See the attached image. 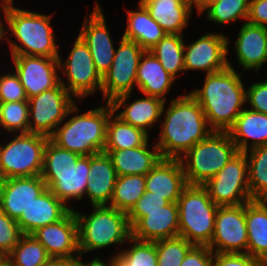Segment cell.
Returning a JSON list of instances; mask_svg holds the SVG:
<instances>
[{
	"label": "cell",
	"instance_id": "37",
	"mask_svg": "<svg viewBox=\"0 0 267 266\" xmlns=\"http://www.w3.org/2000/svg\"><path fill=\"white\" fill-rule=\"evenodd\" d=\"M133 246L122 249L112 256L114 266H157V249L155 242L128 240Z\"/></svg>",
	"mask_w": 267,
	"mask_h": 266
},
{
	"label": "cell",
	"instance_id": "11",
	"mask_svg": "<svg viewBox=\"0 0 267 266\" xmlns=\"http://www.w3.org/2000/svg\"><path fill=\"white\" fill-rule=\"evenodd\" d=\"M203 186L218 206H238L251 201L245 153L239 152Z\"/></svg>",
	"mask_w": 267,
	"mask_h": 266
},
{
	"label": "cell",
	"instance_id": "32",
	"mask_svg": "<svg viewBox=\"0 0 267 266\" xmlns=\"http://www.w3.org/2000/svg\"><path fill=\"white\" fill-rule=\"evenodd\" d=\"M148 140L149 135L146 132L122 121L116 113L110 114L104 150L136 148L144 145Z\"/></svg>",
	"mask_w": 267,
	"mask_h": 266
},
{
	"label": "cell",
	"instance_id": "50",
	"mask_svg": "<svg viewBox=\"0 0 267 266\" xmlns=\"http://www.w3.org/2000/svg\"><path fill=\"white\" fill-rule=\"evenodd\" d=\"M218 0H189V5L191 8V11L193 10V7L197 9L198 14H203V12L209 8L212 4L217 2Z\"/></svg>",
	"mask_w": 267,
	"mask_h": 266
},
{
	"label": "cell",
	"instance_id": "19",
	"mask_svg": "<svg viewBox=\"0 0 267 266\" xmlns=\"http://www.w3.org/2000/svg\"><path fill=\"white\" fill-rule=\"evenodd\" d=\"M89 171L90 155L81 156L70 170L42 171L41 177L47 188L68 207L70 200L80 201L85 197Z\"/></svg>",
	"mask_w": 267,
	"mask_h": 266
},
{
	"label": "cell",
	"instance_id": "45",
	"mask_svg": "<svg viewBox=\"0 0 267 266\" xmlns=\"http://www.w3.org/2000/svg\"><path fill=\"white\" fill-rule=\"evenodd\" d=\"M246 89V104L253 111L267 114V80L253 82Z\"/></svg>",
	"mask_w": 267,
	"mask_h": 266
},
{
	"label": "cell",
	"instance_id": "2",
	"mask_svg": "<svg viewBox=\"0 0 267 266\" xmlns=\"http://www.w3.org/2000/svg\"><path fill=\"white\" fill-rule=\"evenodd\" d=\"M228 59V67L205 74L203 87L189 92L200 104L213 131H228L246 107V89L242 73Z\"/></svg>",
	"mask_w": 267,
	"mask_h": 266
},
{
	"label": "cell",
	"instance_id": "4",
	"mask_svg": "<svg viewBox=\"0 0 267 266\" xmlns=\"http://www.w3.org/2000/svg\"><path fill=\"white\" fill-rule=\"evenodd\" d=\"M78 104L69 110L71 115L60 124L49 139L57 146L89 156L103 152L106 145L107 123L113 112L110 102L79 114ZM73 114V115H72Z\"/></svg>",
	"mask_w": 267,
	"mask_h": 266
},
{
	"label": "cell",
	"instance_id": "27",
	"mask_svg": "<svg viewBox=\"0 0 267 266\" xmlns=\"http://www.w3.org/2000/svg\"><path fill=\"white\" fill-rule=\"evenodd\" d=\"M148 143L149 140L140 147L103 150V152L111 158L117 176L133 174L146 176L162 158L156 144L151 149Z\"/></svg>",
	"mask_w": 267,
	"mask_h": 266
},
{
	"label": "cell",
	"instance_id": "47",
	"mask_svg": "<svg viewBox=\"0 0 267 266\" xmlns=\"http://www.w3.org/2000/svg\"><path fill=\"white\" fill-rule=\"evenodd\" d=\"M214 253L208 246L194 245L186 254L180 266H213Z\"/></svg>",
	"mask_w": 267,
	"mask_h": 266
},
{
	"label": "cell",
	"instance_id": "35",
	"mask_svg": "<svg viewBox=\"0 0 267 266\" xmlns=\"http://www.w3.org/2000/svg\"><path fill=\"white\" fill-rule=\"evenodd\" d=\"M145 175L118 176L109 206L128 213L145 193Z\"/></svg>",
	"mask_w": 267,
	"mask_h": 266
},
{
	"label": "cell",
	"instance_id": "13",
	"mask_svg": "<svg viewBox=\"0 0 267 266\" xmlns=\"http://www.w3.org/2000/svg\"><path fill=\"white\" fill-rule=\"evenodd\" d=\"M248 232L245 204L219 206L212 240L208 247L213 253H247Z\"/></svg>",
	"mask_w": 267,
	"mask_h": 266
},
{
	"label": "cell",
	"instance_id": "44",
	"mask_svg": "<svg viewBox=\"0 0 267 266\" xmlns=\"http://www.w3.org/2000/svg\"><path fill=\"white\" fill-rule=\"evenodd\" d=\"M170 202L161 196L153 195V192L145 191L143 196L135 203L133 208L127 213L128 221L132 226L138 219L144 217V211L161 210Z\"/></svg>",
	"mask_w": 267,
	"mask_h": 266
},
{
	"label": "cell",
	"instance_id": "43",
	"mask_svg": "<svg viewBox=\"0 0 267 266\" xmlns=\"http://www.w3.org/2000/svg\"><path fill=\"white\" fill-rule=\"evenodd\" d=\"M28 101L19 76L13 71L0 75V103Z\"/></svg>",
	"mask_w": 267,
	"mask_h": 266
},
{
	"label": "cell",
	"instance_id": "9",
	"mask_svg": "<svg viewBox=\"0 0 267 266\" xmlns=\"http://www.w3.org/2000/svg\"><path fill=\"white\" fill-rule=\"evenodd\" d=\"M66 61L58 57L59 70L66 80L60 77V83L78 100H82L102 88V77L96 71L94 61L87 44L78 35L72 45ZM66 81V82H65Z\"/></svg>",
	"mask_w": 267,
	"mask_h": 266
},
{
	"label": "cell",
	"instance_id": "7",
	"mask_svg": "<svg viewBox=\"0 0 267 266\" xmlns=\"http://www.w3.org/2000/svg\"><path fill=\"white\" fill-rule=\"evenodd\" d=\"M179 236L197 246H208L214 232L218 210L207 189L201 185H187L177 200Z\"/></svg>",
	"mask_w": 267,
	"mask_h": 266
},
{
	"label": "cell",
	"instance_id": "17",
	"mask_svg": "<svg viewBox=\"0 0 267 266\" xmlns=\"http://www.w3.org/2000/svg\"><path fill=\"white\" fill-rule=\"evenodd\" d=\"M32 235L45 247L51 258L81 256L74 209H71L61 220L38 228Z\"/></svg>",
	"mask_w": 267,
	"mask_h": 266
},
{
	"label": "cell",
	"instance_id": "5",
	"mask_svg": "<svg viewBox=\"0 0 267 266\" xmlns=\"http://www.w3.org/2000/svg\"><path fill=\"white\" fill-rule=\"evenodd\" d=\"M85 215L74 209L78 225L79 251L84 253L128 242L131 226L127 213L110 206H93Z\"/></svg>",
	"mask_w": 267,
	"mask_h": 266
},
{
	"label": "cell",
	"instance_id": "8",
	"mask_svg": "<svg viewBox=\"0 0 267 266\" xmlns=\"http://www.w3.org/2000/svg\"><path fill=\"white\" fill-rule=\"evenodd\" d=\"M0 144V180L41 175L44 149L49 137L34 133H14Z\"/></svg>",
	"mask_w": 267,
	"mask_h": 266
},
{
	"label": "cell",
	"instance_id": "21",
	"mask_svg": "<svg viewBox=\"0 0 267 266\" xmlns=\"http://www.w3.org/2000/svg\"><path fill=\"white\" fill-rule=\"evenodd\" d=\"M130 96L131 93H128L114 98L110 102L113 112L118 113L120 108H124L116 116L149 135L148 129L150 131L155 126L154 124L161 120L163 105L166 102L157 97L145 95L144 98L129 101L127 105Z\"/></svg>",
	"mask_w": 267,
	"mask_h": 266
},
{
	"label": "cell",
	"instance_id": "3",
	"mask_svg": "<svg viewBox=\"0 0 267 266\" xmlns=\"http://www.w3.org/2000/svg\"><path fill=\"white\" fill-rule=\"evenodd\" d=\"M1 10L8 27L5 32L10 55L59 57V45L54 39L55 34L51 26V14L20 9L13 3L4 4ZM8 32L10 37L14 35L17 41L9 39Z\"/></svg>",
	"mask_w": 267,
	"mask_h": 266
},
{
	"label": "cell",
	"instance_id": "1",
	"mask_svg": "<svg viewBox=\"0 0 267 266\" xmlns=\"http://www.w3.org/2000/svg\"><path fill=\"white\" fill-rule=\"evenodd\" d=\"M169 103L167 108L165 103L163 105L156 146L162 158L179 159L213 130L200 104L190 93L180 94Z\"/></svg>",
	"mask_w": 267,
	"mask_h": 266
},
{
	"label": "cell",
	"instance_id": "22",
	"mask_svg": "<svg viewBox=\"0 0 267 266\" xmlns=\"http://www.w3.org/2000/svg\"><path fill=\"white\" fill-rule=\"evenodd\" d=\"M187 185L179 159L161 158L146 175V191L153 192V195L161 196L170 203L177 202Z\"/></svg>",
	"mask_w": 267,
	"mask_h": 266
},
{
	"label": "cell",
	"instance_id": "15",
	"mask_svg": "<svg viewBox=\"0 0 267 266\" xmlns=\"http://www.w3.org/2000/svg\"><path fill=\"white\" fill-rule=\"evenodd\" d=\"M13 68L29 98L60 84L58 58L11 55Z\"/></svg>",
	"mask_w": 267,
	"mask_h": 266
},
{
	"label": "cell",
	"instance_id": "16",
	"mask_svg": "<svg viewBox=\"0 0 267 266\" xmlns=\"http://www.w3.org/2000/svg\"><path fill=\"white\" fill-rule=\"evenodd\" d=\"M102 10L98 1H95L93 11L89 18H85L79 32V36L90 50L95 69L101 77L110 69L116 51Z\"/></svg>",
	"mask_w": 267,
	"mask_h": 266
},
{
	"label": "cell",
	"instance_id": "54",
	"mask_svg": "<svg viewBox=\"0 0 267 266\" xmlns=\"http://www.w3.org/2000/svg\"><path fill=\"white\" fill-rule=\"evenodd\" d=\"M14 3V0H0V7H2L4 4H12Z\"/></svg>",
	"mask_w": 267,
	"mask_h": 266
},
{
	"label": "cell",
	"instance_id": "18",
	"mask_svg": "<svg viewBox=\"0 0 267 266\" xmlns=\"http://www.w3.org/2000/svg\"><path fill=\"white\" fill-rule=\"evenodd\" d=\"M47 189L41 175L0 180V209L18 220L27 207Z\"/></svg>",
	"mask_w": 267,
	"mask_h": 266
},
{
	"label": "cell",
	"instance_id": "49",
	"mask_svg": "<svg viewBox=\"0 0 267 266\" xmlns=\"http://www.w3.org/2000/svg\"><path fill=\"white\" fill-rule=\"evenodd\" d=\"M43 266H78V258H51Z\"/></svg>",
	"mask_w": 267,
	"mask_h": 266
},
{
	"label": "cell",
	"instance_id": "10",
	"mask_svg": "<svg viewBox=\"0 0 267 266\" xmlns=\"http://www.w3.org/2000/svg\"><path fill=\"white\" fill-rule=\"evenodd\" d=\"M75 100L61 83L29 98V132L50 137L69 118L68 112L77 103Z\"/></svg>",
	"mask_w": 267,
	"mask_h": 266
},
{
	"label": "cell",
	"instance_id": "51",
	"mask_svg": "<svg viewBox=\"0 0 267 266\" xmlns=\"http://www.w3.org/2000/svg\"><path fill=\"white\" fill-rule=\"evenodd\" d=\"M109 259H110L109 261L103 262V260L101 258L96 257V258H93L90 262H83L82 256H79L78 257V266H114L112 258H109Z\"/></svg>",
	"mask_w": 267,
	"mask_h": 266
},
{
	"label": "cell",
	"instance_id": "48",
	"mask_svg": "<svg viewBox=\"0 0 267 266\" xmlns=\"http://www.w3.org/2000/svg\"><path fill=\"white\" fill-rule=\"evenodd\" d=\"M247 22L267 27V0H250Z\"/></svg>",
	"mask_w": 267,
	"mask_h": 266
},
{
	"label": "cell",
	"instance_id": "23",
	"mask_svg": "<svg viewBox=\"0 0 267 266\" xmlns=\"http://www.w3.org/2000/svg\"><path fill=\"white\" fill-rule=\"evenodd\" d=\"M235 40V54L244 71L260 70L267 63V27L244 22Z\"/></svg>",
	"mask_w": 267,
	"mask_h": 266
},
{
	"label": "cell",
	"instance_id": "42",
	"mask_svg": "<svg viewBox=\"0 0 267 266\" xmlns=\"http://www.w3.org/2000/svg\"><path fill=\"white\" fill-rule=\"evenodd\" d=\"M22 235L17 221L0 209V255H8Z\"/></svg>",
	"mask_w": 267,
	"mask_h": 266
},
{
	"label": "cell",
	"instance_id": "12",
	"mask_svg": "<svg viewBox=\"0 0 267 266\" xmlns=\"http://www.w3.org/2000/svg\"><path fill=\"white\" fill-rule=\"evenodd\" d=\"M110 69L102 77L104 102L133 92L136 86L137 68L143 53L146 51L136 42L121 38Z\"/></svg>",
	"mask_w": 267,
	"mask_h": 266
},
{
	"label": "cell",
	"instance_id": "41",
	"mask_svg": "<svg viewBox=\"0 0 267 266\" xmlns=\"http://www.w3.org/2000/svg\"><path fill=\"white\" fill-rule=\"evenodd\" d=\"M81 155L63 149L48 139L43 158L42 171H66L70 170Z\"/></svg>",
	"mask_w": 267,
	"mask_h": 266
},
{
	"label": "cell",
	"instance_id": "53",
	"mask_svg": "<svg viewBox=\"0 0 267 266\" xmlns=\"http://www.w3.org/2000/svg\"><path fill=\"white\" fill-rule=\"evenodd\" d=\"M0 266H10V261L7 255H0Z\"/></svg>",
	"mask_w": 267,
	"mask_h": 266
},
{
	"label": "cell",
	"instance_id": "14",
	"mask_svg": "<svg viewBox=\"0 0 267 266\" xmlns=\"http://www.w3.org/2000/svg\"><path fill=\"white\" fill-rule=\"evenodd\" d=\"M230 40L221 33H205L194 43L184 44V69L204 71L206 75L228 67Z\"/></svg>",
	"mask_w": 267,
	"mask_h": 266
},
{
	"label": "cell",
	"instance_id": "40",
	"mask_svg": "<svg viewBox=\"0 0 267 266\" xmlns=\"http://www.w3.org/2000/svg\"><path fill=\"white\" fill-rule=\"evenodd\" d=\"M157 266H180L188 251L194 246L183 237L155 241Z\"/></svg>",
	"mask_w": 267,
	"mask_h": 266
},
{
	"label": "cell",
	"instance_id": "39",
	"mask_svg": "<svg viewBox=\"0 0 267 266\" xmlns=\"http://www.w3.org/2000/svg\"><path fill=\"white\" fill-rule=\"evenodd\" d=\"M9 133L29 132L28 101L0 103V129Z\"/></svg>",
	"mask_w": 267,
	"mask_h": 266
},
{
	"label": "cell",
	"instance_id": "52",
	"mask_svg": "<svg viewBox=\"0 0 267 266\" xmlns=\"http://www.w3.org/2000/svg\"><path fill=\"white\" fill-rule=\"evenodd\" d=\"M0 11H1V8H0ZM1 15V14H0ZM1 18V16H0ZM2 20L0 19V42L1 41H5L4 39H6V32H5V27H4V24L3 22H1Z\"/></svg>",
	"mask_w": 267,
	"mask_h": 266
},
{
	"label": "cell",
	"instance_id": "6",
	"mask_svg": "<svg viewBox=\"0 0 267 266\" xmlns=\"http://www.w3.org/2000/svg\"><path fill=\"white\" fill-rule=\"evenodd\" d=\"M239 153L227 131H213L179 158L188 185L206 184Z\"/></svg>",
	"mask_w": 267,
	"mask_h": 266
},
{
	"label": "cell",
	"instance_id": "20",
	"mask_svg": "<svg viewBox=\"0 0 267 266\" xmlns=\"http://www.w3.org/2000/svg\"><path fill=\"white\" fill-rule=\"evenodd\" d=\"M179 236V209L177 202L161 210L144 211V217L131 226V237L140 241L155 242Z\"/></svg>",
	"mask_w": 267,
	"mask_h": 266
},
{
	"label": "cell",
	"instance_id": "46",
	"mask_svg": "<svg viewBox=\"0 0 267 266\" xmlns=\"http://www.w3.org/2000/svg\"><path fill=\"white\" fill-rule=\"evenodd\" d=\"M213 266H265L247 253H214Z\"/></svg>",
	"mask_w": 267,
	"mask_h": 266
},
{
	"label": "cell",
	"instance_id": "25",
	"mask_svg": "<svg viewBox=\"0 0 267 266\" xmlns=\"http://www.w3.org/2000/svg\"><path fill=\"white\" fill-rule=\"evenodd\" d=\"M90 180L86 196L92 206H109L117 180V173L105 152L90 155Z\"/></svg>",
	"mask_w": 267,
	"mask_h": 266
},
{
	"label": "cell",
	"instance_id": "30",
	"mask_svg": "<svg viewBox=\"0 0 267 266\" xmlns=\"http://www.w3.org/2000/svg\"><path fill=\"white\" fill-rule=\"evenodd\" d=\"M248 232L247 254L267 266V202L251 200L245 203Z\"/></svg>",
	"mask_w": 267,
	"mask_h": 266
},
{
	"label": "cell",
	"instance_id": "28",
	"mask_svg": "<svg viewBox=\"0 0 267 266\" xmlns=\"http://www.w3.org/2000/svg\"><path fill=\"white\" fill-rule=\"evenodd\" d=\"M175 80L150 51L143 53L137 68V90L143 95L157 97L166 102L165 96Z\"/></svg>",
	"mask_w": 267,
	"mask_h": 266
},
{
	"label": "cell",
	"instance_id": "34",
	"mask_svg": "<svg viewBox=\"0 0 267 266\" xmlns=\"http://www.w3.org/2000/svg\"><path fill=\"white\" fill-rule=\"evenodd\" d=\"M247 174L252 200L267 199V145L257 146L246 152Z\"/></svg>",
	"mask_w": 267,
	"mask_h": 266
},
{
	"label": "cell",
	"instance_id": "29",
	"mask_svg": "<svg viewBox=\"0 0 267 266\" xmlns=\"http://www.w3.org/2000/svg\"><path fill=\"white\" fill-rule=\"evenodd\" d=\"M167 34L183 35L192 11L188 0H139Z\"/></svg>",
	"mask_w": 267,
	"mask_h": 266
},
{
	"label": "cell",
	"instance_id": "36",
	"mask_svg": "<svg viewBox=\"0 0 267 266\" xmlns=\"http://www.w3.org/2000/svg\"><path fill=\"white\" fill-rule=\"evenodd\" d=\"M7 256L10 266H43L51 259L32 234H23Z\"/></svg>",
	"mask_w": 267,
	"mask_h": 266
},
{
	"label": "cell",
	"instance_id": "24",
	"mask_svg": "<svg viewBox=\"0 0 267 266\" xmlns=\"http://www.w3.org/2000/svg\"><path fill=\"white\" fill-rule=\"evenodd\" d=\"M71 209L74 207H67L47 188L23 210L17 223L23 234H32L40 227L61 220Z\"/></svg>",
	"mask_w": 267,
	"mask_h": 266
},
{
	"label": "cell",
	"instance_id": "33",
	"mask_svg": "<svg viewBox=\"0 0 267 266\" xmlns=\"http://www.w3.org/2000/svg\"><path fill=\"white\" fill-rule=\"evenodd\" d=\"M183 38V35L166 34L149 50L175 79L180 72H185Z\"/></svg>",
	"mask_w": 267,
	"mask_h": 266
},
{
	"label": "cell",
	"instance_id": "26",
	"mask_svg": "<svg viewBox=\"0 0 267 266\" xmlns=\"http://www.w3.org/2000/svg\"><path fill=\"white\" fill-rule=\"evenodd\" d=\"M227 132L239 152L267 145V114L245 107Z\"/></svg>",
	"mask_w": 267,
	"mask_h": 266
},
{
	"label": "cell",
	"instance_id": "31",
	"mask_svg": "<svg viewBox=\"0 0 267 266\" xmlns=\"http://www.w3.org/2000/svg\"><path fill=\"white\" fill-rule=\"evenodd\" d=\"M126 24L122 38L136 42L146 51H149L167 34L140 1L135 11L127 10Z\"/></svg>",
	"mask_w": 267,
	"mask_h": 266
},
{
	"label": "cell",
	"instance_id": "38",
	"mask_svg": "<svg viewBox=\"0 0 267 266\" xmlns=\"http://www.w3.org/2000/svg\"><path fill=\"white\" fill-rule=\"evenodd\" d=\"M250 0H218L204 12L209 21L226 25L238 20L247 21Z\"/></svg>",
	"mask_w": 267,
	"mask_h": 266
}]
</instances>
